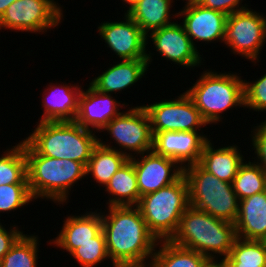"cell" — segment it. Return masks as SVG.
Masks as SVG:
<instances>
[{
	"mask_svg": "<svg viewBox=\"0 0 266 267\" xmlns=\"http://www.w3.org/2000/svg\"><path fill=\"white\" fill-rule=\"evenodd\" d=\"M182 2L184 3V5L179 9H183V8L195 6V5H200L202 0H182Z\"/></svg>",
	"mask_w": 266,
	"mask_h": 267,
	"instance_id": "41",
	"label": "cell"
},
{
	"mask_svg": "<svg viewBox=\"0 0 266 267\" xmlns=\"http://www.w3.org/2000/svg\"><path fill=\"white\" fill-rule=\"evenodd\" d=\"M86 85L85 89L83 86L79 95L78 113L75 122L85 129L100 133L129 104L117 100L113 94L99 92L90 83L89 85L86 83Z\"/></svg>",
	"mask_w": 266,
	"mask_h": 267,
	"instance_id": "14",
	"label": "cell"
},
{
	"mask_svg": "<svg viewBox=\"0 0 266 267\" xmlns=\"http://www.w3.org/2000/svg\"><path fill=\"white\" fill-rule=\"evenodd\" d=\"M183 175L188 184L189 203L192 207L215 218L235 223L239 199L232 183L221 181L198 163L184 167Z\"/></svg>",
	"mask_w": 266,
	"mask_h": 267,
	"instance_id": "7",
	"label": "cell"
},
{
	"mask_svg": "<svg viewBox=\"0 0 266 267\" xmlns=\"http://www.w3.org/2000/svg\"><path fill=\"white\" fill-rule=\"evenodd\" d=\"M129 158L119 151L104 147L98 143L93 149L91 158L86 166V178H93L91 180L102 186L103 189L113 177V175L126 163ZM96 181V182H95Z\"/></svg>",
	"mask_w": 266,
	"mask_h": 267,
	"instance_id": "25",
	"label": "cell"
},
{
	"mask_svg": "<svg viewBox=\"0 0 266 267\" xmlns=\"http://www.w3.org/2000/svg\"><path fill=\"white\" fill-rule=\"evenodd\" d=\"M142 106L149 116L153 136L163 131H205L204 127L209 126L185 91L175 98Z\"/></svg>",
	"mask_w": 266,
	"mask_h": 267,
	"instance_id": "12",
	"label": "cell"
},
{
	"mask_svg": "<svg viewBox=\"0 0 266 267\" xmlns=\"http://www.w3.org/2000/svg\"><path fill=\"white\" fill-rule=\"evenodd\" d=\"M3 149L0 155V186L8 184H28L27 158L24 139Z\"/></svg>",
	"mask_w": 266,
	"mask_h": 267,
	"instance_id": "27",
	"label": "cell"
},
{
	"mask_svg": "<svg viewBox=\"0 0 266 267\" xmlns=\"http://www.w3.org/2000/svg\"><path fill=\"white\" fill-rule=\"evenodd\" d=\"M206 257L170 240L158 241L150 267H200Z\"/></svg>",
	"mask_w": 266,
	"mask_h": 267,
	"instance_id": "26",
	"label": "cell"
},
{
	"mask_svg": "<svg viewBox=\"0 0 266 267\" xmlns=\"http://www.w3.org/2000/svg\"><path fill=\"white\" fill-rule=\"evenodd\" d=\"M100 209L111 263L150 264L158 244L137 206Z\"/></svg>",
	"mask_w": 266,
	"mask_h": 267,
	"instance_id": "1",
	"label": "cell"
},
{
	"mask_svg": "<svg viewBox=\"0 0 266 267\" xmlns=\"http://www.w3.org/2000/svg\"><path fill=\"white\" fill-rule=\"evenodd\" d=\"M244 79V109L266 113V73L252 81ZM266 120V117H265Z\"/></svg>",
	"mask_w": 266,
	"mask_h": 267,
	"instance_id": "33",
	"label": "cell"
},
{
	"mask_svg": "<svg viewBox=\"0 0 266 267\" xmlns=\"http://www.w3.org/2000/svg\"><path fill=\"white\" fill-rule=\"evenodd\" d=\"M265 15L251 7L230 14L227 17L222 45L225 44L224 47L230 50V54L241 56L252 64L259 65L262 60L260 55L266 46Z\"/></svg>",
	"mask_w": 266,
	"mask_h": 267,
	"instance_id": "9",
	"label": "cell"
},
{
	"mask_svg": "<svg viewBox=\"0 0 266 267\" xmlns=\"http://www.w3.org/2000/svg\"><path fill=\"white\" fill-rule=\"evenodd\" d=\"M150 267V264H126V263H109L106 267Z\"/></svg>",
	"mask_w": 266,
	"mask_h": 267,
	"instance_id": "38",
	"label": "cell"
},
{
	"mask_svg": "<svg viewBox=\"0 0 266 267\" xmlns=\"http://www.w3.org/2000/svg\"><path fill=\"white\" fill-rule=\"evenodd\" d=\"M225 259L229 267H266V241L237 237Z\"/></svg>",
	"mask_w": 266,
	"mask_h": 267,
	"instance_id": "29",
	"label": "cell"
},
{
	"mask_svg": "<svg viewBox=\"0 0 266 267\" xmlns=\"http://www.w3.org/2000/svg\"><path fill=\"white\" fill-rule=\"evenodd\" d=\"M200 267H229L224 258H206Z\"/></svg>",
	"mask_w": 266,
	"mask_h": 267,
	"instance_id": "37",
	"label": "cell"
},
{
	"mask_svg": "<svg viewBox=\"0 0 266 267\" xmlns=\"http://www.w3.org/2000/svg\"><path fill=\"white\" fill-rule=\"evenodd\" d=\"M246 158L232 181V188L239 200L266 190V173L249 156Z\"/></svg>",
	"mask_w": 266,
	"mask_h": 267,
	"instance_id": "30",
	"label": "cell"
},
{
	"mask_svg": "<svg viewBox=\"0 0 266 267\" xmlns=\"http://www.w3.org/2000/svg\"><path fill=\"white\" fill-rule=\"evenodd\" d=\"M136 206L157 240H170L177 231L180 218L190 206L184 175L170 185L143 195Z\"/></svg>",
	"mask_w": 266,
	"mask_h": 267,
	"instance_id": "6",
	"label": "cell"
},
{
	"mask_svg": "<svg viewBox=\"0 0 266 267\" xmlns=\"http://www.w3.org/2000/svg\"><path fill=\"white\" fill-rule=\"evenodd\" d=\"M15 1L16 0H0V18L3 16L8 6L14 3Z\"/></svg>",
	"mask_w": 266,
	"mask_h": 267,
	"instance_id": "40",
	"label": "cell"
},
{
	"mask_svg": "<svg viewBox=\"0 0 266 267\" xmlns=\"http://www.w3.org/2000/svg\"><path fill=\"white\" fill-rule=\"evenodd\" d=\"M246 0H202L201 6L207 9H212L220 11L227 16L232 13L248 9L250 6L246 4L243 5L242 2Z\"/></svg>",
	"mask_w": 266,
	"mask_h": 267,
	"instance_id": "36",
	"label": "cell"
},
{
	"mask_svg": "<svg viewBox=\"0 0 266 267\" xmlns=\"http://www.w3.org/2000/svg\"><path fill=\"white\" fill-rule=\"evenodd\" d=\"M119 1V0H118ZM120 1H123L121 5H125V7L123 6H120L122 8V11H123V8L125 9L124 10V13L128 12L139 0H120Z\"/></svg>",
	"mask_w": 266,
	"mask_h": 267,
	"instance_id": "39",
	"label": "cell"
},
{
	"mask_svg": "<svg viewBox=\"0 0 266 267\" xmlns=\"http://www.w3.org/2000/svg\"><path fill=\"white\" fill-rule=\"evenodd\" d=\"M117 21H102L97 26L101 41L118 60L146 59L147 35L138 24L124 13Z\"/></svg>",
	"mask_w": 266,
	"mask_h": 267,
	"instance_id": "13",
	"label": "cell"
},
{
	"mask_svg": "<svg viewBox=\"0 0 266 267\" xmlns=\"http://www.w3.org/2000/svg\"><path fill=\"white\" fill-rule=\"evenodd\" d=\"M24 151L29 189L35 202L43 199L63 208L71 199V189L86 179V166L74 160L40 155L25 140Z\"/></svg>",
	"mask_w": 266,
	"mask_h": 267,
	"instance_id": "2",
	"label": "cell"
},
{
	"mask_svg": "<svg viewBox=\"0 0 266 267\" xmlns=\"http://www.w3.org/2000/svg\"><path fill=\"white\" fill-rule=\"evenodd\" d=\"M237 239L235 224L218 219L191 205L180 218L174 244L195 250L206 258H226Z\"/></svg>",
	"mask_w": 266,
	"mask_h": 267,
	"instance_id": "5",
	"label": "cell"
},
{
	"mask_svg": "<svg viewBox=\"0 0 266 267\" xmlns=\"http://www.w3.org/2000/svg\"><path fill=\"white\" fill-rule=\"evenodd\" d=\"M140 104L133 106L132 103L130 107L125 108L121 114L110 121L100 134L98 133L99 144L119 151L128 158L152 151L153 135L150 119L142 103ZM101 135H110L108 137L111 141L107 140L108 137L104 141Z\"/></svg>",
	"mask_w": 266,
	"mask_h": 267,
	"instance_id": "8",
	"label": "cell"
},
{
	"mask_svg": "<svg viewBox=\"0 0 266 267\" xmlns=\"http://www.w3.org/2000/svg\"><path fill=\"white\" fill-rule=\"evenodd\" d=\"M0 219V260L3 259L4 255L11 249L16 241L25 233L19 229L18 224L10 223V227L6 224L2 225ZM8 228H6V227Z\"/></svg>",
	"mask_w": 266,
	"mask_h": 267,
	"instance_id": "35",
	"label": "cell"
},
{
	"mask_svg": "<svg viewBox=\"0 0 266 267\" xmlns=\"http://www.w3.org/2000/svg\"><path fill=\"white\" fill-rule=\"evenodd\" d=\"M59 0H16L0 18V31L46 34L64 20L63 5Z\"/></svg>",
	"mask_w": 266,
	"mask_h": 267,
	"instance_id": "10",
	"label": "cell"
},
{
	"mask_svg": "<svg viewBox=\"0 0 266 267\" xmlns=\"http://www.w3.org/2000/svg\"><path fill=\"white\" fill-rule=\"evenodd\" d=\"M227 17L220 11L195 5L180 9L177 19L183 25L193 46L203 53V49L202 52L200 51L201 44H204V47L206 44L223 43ZM199 42L201 43L199 44ZM197 43L201 46H198Z\"/></svg>",
	"mask_w": 266,
	"mask_h": 267,
	"instance_id": "16",
	"label": "cell"
},
{
	"mask_svg": "<svg viewBox=\"0 0 266 267\" xmlns=\"http://www.w3.org/2000/svg\"><path fill=\"white\" fill-rule=\"evenodd\" d=\"M73 83L68 82L67 84L66 81L54 83L52 80L44 86L43 92L40 91L43 113L40 115L41 118L37 120L38 122L75 121L83 83Z\"/></svg>",
	"mask_w": 266,
	"mask_h": 267,
	"instance_id": "19",
	"label": "cell"
},
{
	"mask_svg": "<svg viewBox=\"0 0 266 267\" xmlns=\"http://www.w3.org/2000/svg\"><path fill=\"white\" fill-rule=\"evenodd\" d=\"M174 0H139L126 12L148 35L150 32L174 23L178 18V11L172 8Z\"/></svg>",
	"mask_w": 266,
	"mask_h": 267,
	"instance_id": "23",
	"label": "cell"
},
{
	"mask_svg": "<svg viewBox=\"0 0 266 267\" xmlns=\"http://www.w3.org/2000/svg\"><path fill=\"white\" fill-rule=\"evenodd\" d=\"M146 60L148 67L153 64L154 55L161 56V60H166L173 65L181 66L183 69H192L205 65V59L193 46L191 39L184 30L183 25L178 22L156 29L147 35ZM151 44V45H150ZM153 44V46H152ZM151 49H149L150 47ZM149 49V51H148ZM156 51V53L153 51ZM163 57V58H162Z\"/></svg>",
	"mask_w": 266,
	"mask_h": 267,
	"instance_id": "11",
	"label": "cell"
},
{
	"mask_svg": "<svg viewBox=\"0 0 266 267\" xmlns=\"http://www.w3.org/2000/svg\"><path fill=\"white\" fill-rule=\"evenodd\" d=\"M102 189L107 194V207L109 206H136L140 199L137 186V176L133 162L128 159L126 163L113 175L107 185Z\"/></svg>",
	"mask_w": 266,
	"mask_h": 267,
	"instance_id": "24",
	"label": "cell"
},
{
	"mask_svg": "<svg viewBox=\"0 0 266 267\" xmlns=\"http://www.w3.org/2000/svg\"><path fill=\"white\" fill-rule=\"evenodd\" d=\"M221 146L214 145V141L210 139L203 148L199 165L208 173L214 175L221 181L232 183L238 173L239 167L245 161V154L242 152L238 144L224 143ZM216 146V147H215ZM218 146V147H217Z\"/></svg>",
	"mask_w": 266,
	"mask_h": 267,
	"instance_id": "21",
	"label": "cell"
},
{
	"mask_svg": "<svg viewBox=\"0 0 266 267\" xmlns=\"http://www.w3.org/2000/svg\"><path fill=\"white\" fill-rule=\"evenodd\" d=\"M87 210L83 214L67 215L56 237L48 239L47 245L53 244V248H60L62 253L70 255L80 244L95 242V237L102 231L101 212L98 208H94L95 211L92 208Z\"/></svg>",
	"mask_w": 266,
	"mask_h": 267,
	"instance_id": "18",
	"label": "cell"
},
{
	"mask_svg": "<svg viewBox=\"0 0 266 267\" xmlns=\"http://www.w3.org/2000/svg\"><path fill=\"white\" fill-rule=\"evenodd\" d=\"M34 201L35 200L29 189V184L1 185L0 217L3 213L9 214L15 211L17 212V210L22 211L25 206H28L31 202Z\"/></svg>",
	"mask_w": 266,
	"mask_h": 267,
	"instance_id": "32",
	"label": "cell"
},
{
	"mask_svg": "<svg viewBox=\"0 0 266 267\" xmlns=\"http://www.w3.org/2000/svg\"><path fill=\"white\" fill-rule=\"evenodd\" d=\"M113 63L115 64H109L106 70L89 82L99 92L114 95L123 93L137 82L143 81L142 78H147L149 67L146 59L117 60Z\"/></svg>",
	"mask_w": 266,
	"mask_h": 267,
	"instance_id": "20",
	"label": "cell"
},
{
	"mask_svg": "<svg viewBox=\"0 0 266 267\" xmlns=\"http://www.w3.org/2000/svg\"><path fill=\"white\" fill-rule=\"evenodd\" d=\"M36 127L24 140L40 155L74 160L87 166L93 149L99 143L97 133L75 121L35 122Z\"/></svg>",
	"mask_w": 266,
	"mask_h": 267,
	"instance_id": "4",
	"label": "cell"
},
{
	"mask_svg": "<svg viewBox=\"0 0 266 267\" xmlns=\"http://www.w3.org/2000/svg\"><path fill=\"white\" fill-rule=\"evenodd\" d=\"M74 258V263L77 262L80 267H97L101 264L111 263L107 251L105 235L101 231L96 237L95 242H86L80 244L71 254L70 258Z\"/></svg>",
	"mask_w": 266,
	"mask_h": 267,
	"instance_id": "31",
	"label": "cell"
},
{
	"mask_svg": "<svg viewBox=\"0 0 266 267\" xmlns=\"http://www.w3.org/2000/svg\"><path fill=\"white\" fill-rule=\"evenodd\" d=\"M213 137L204 131H163L153 136V151L177 161L183 168L199 163L204 145Z\"/></svg>",
	"mask_w": 266,
	"mask_h": 267,
	"instance_id": "17",
	"label": "cell"
},
{
	"mask_svg": "<svg viewBox=\"0 0 266 267\" xmlns=\"http://www.w3.org/2000/svg\"><path fill=\"white\" fill-rule=\"evenodd\" d=\"M251 126V133L249 134L248 141L250 142L251 160L259 165L266 173V120ZM254 150V152H253ZM253 152V153H252ZM255 155V156H254ZM254 159V160H253Z\"/></svg>",
	"mask_w": 266,
	"mask_h": 267,
	"instance_id": "34",
	"label": "cell"
},
{
	"mask_svg": "<svg viewBox=\"0 0 266 267\" xmlns=\"http://www.w3.org/2000/svg\"><path fill=\"white\" fill-rule=\"evenodd\" d=\"M134 165L140 197L176 182L184 168L175 160L153 150L129 158Z\"/></svg>",
	"mask_w": 266,
	"mask_h": 267,
	"instance_id": "15",
	"label": "cell"
},
{
	"mask_svg": "<svg viewBox=\"0 0 266 267\" xmlns=\"http://www.w3.org/2000/svg\"><path fill=\"white\" fill-rule=\"evenodd\" d=\"M202 69L196 82L185 88V92L208 125L213 127V124L224 123L223 115L229 110H238L240 107L243 108L241 110H245L244 76H241V73L224 70L220 72L211 68L206 69L205 66Z\"/></svg>",
	"mask_w": 266,
	"mask_h": 267,
	"instance_id": "3",
	"label": "cell"
},
{
	"mask_svg": "<svg viewBox=\"0 0 266 267\" xmlns=\"http://www.w3.org/2000/svg\"><path fill=\"white\" fill-rule=\"evenodd\" d=\"M41 239L31 233L23 234L1 260V267H41L38 259ZM39 263V265H38Z\"/></svg>",
	"mask_w": 266,
	"mask_h": 267,
	"instance_id": "28",
	"label": "cell"
},
{
	"mask_svg": "<svg viewBox=\"0 0 266 267\" xmlns=\"http://www.w3.org/2000/svg\"><path fill=\"white\" fill-rule=\"evenodd\" d=\"M237 237L266 241V190L239 200L235 221Z\"/></svg>",
	"mask_w": 266,
	"mask_h": 267,
	"instance_id": "22",
	"label": "cell"
}]
</instances>
